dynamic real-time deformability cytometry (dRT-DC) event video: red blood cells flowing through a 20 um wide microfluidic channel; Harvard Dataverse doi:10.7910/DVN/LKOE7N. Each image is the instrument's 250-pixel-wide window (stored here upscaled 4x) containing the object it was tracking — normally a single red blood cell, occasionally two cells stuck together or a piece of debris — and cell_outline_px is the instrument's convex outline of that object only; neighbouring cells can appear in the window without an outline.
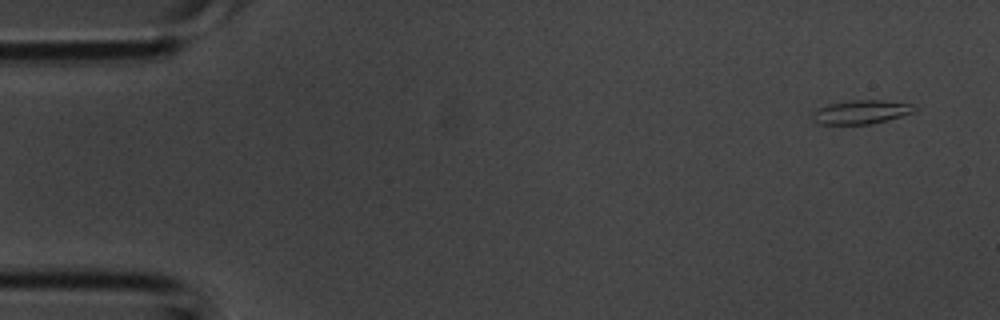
{"species": "common noctule bat (a hibernating species)", "species_latin": "Nyctalus noctula", "temperature_condition": "room temperature", "stored_images_in_passage": 3, "camera_frame_rate_fps": 3000, "um_per_image_px": 0.085, "animal": {"sex": "male", "body_mass_g": 20.1, "forearm_length_mm": 53.5}, "frame": {"image": 1, "passage_image": 1, "time_ms": 0.0, "image_size_px": [1000, 320], "cell_outline_px": [[916, 108], [912, 112], [900, 116], [872, 124], [816, 124], [812, 120], [812, 112], [816, 108], [828, 104], [852, 100], [880, 100], [912, 104]], "centroid_in_image_um": [73.11, 9.52], "position_along_channel_um": 11.9, "area_um2": 14.1}}